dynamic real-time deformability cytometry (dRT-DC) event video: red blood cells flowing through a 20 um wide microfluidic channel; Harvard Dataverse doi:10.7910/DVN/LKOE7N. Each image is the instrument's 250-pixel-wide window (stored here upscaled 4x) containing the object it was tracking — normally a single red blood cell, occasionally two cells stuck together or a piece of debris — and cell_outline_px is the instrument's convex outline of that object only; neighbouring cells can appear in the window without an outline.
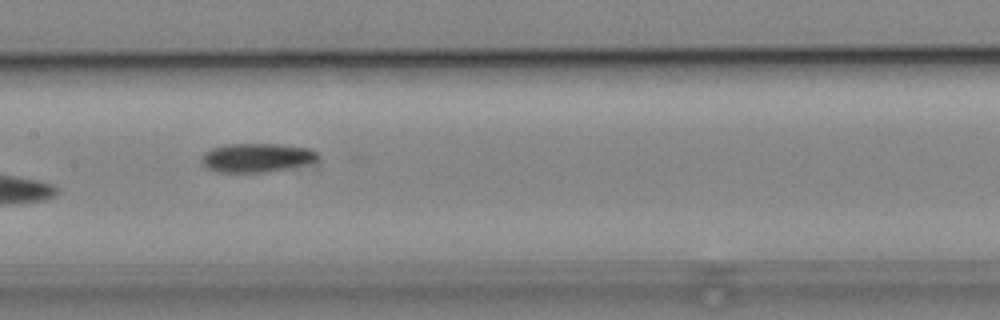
{"species": "common noctule bat (a hibernating species)", "species_latin": "Nyctalus noctula", "temperature_condition": "cold", "stored_images_in_passage": 7, "camera_frame_rate_fps": 3000, "um_per_image_px": 0.085, "animal": {"sex": "male", "body_mass_g": 19.2, "forearm_length_mm": 51.8}, "frame": {"image": 1, "passage_image": 7, "time_ms": 8.0, "image_size_px": [1000, 320], "cell_outline_px": [[320, 156], [316, 160], [304, 164], [268, 172], [216, 172], [204, 168], [200, 164], [200, 160], [204, 152], [212, 148], [224, 144], [276, 144], [308, 148], [316, 152]], "centroid_in_image_um": [21.72, 13.41], "position_along_channel_um": 185.7, "area_um2": 19.65}}